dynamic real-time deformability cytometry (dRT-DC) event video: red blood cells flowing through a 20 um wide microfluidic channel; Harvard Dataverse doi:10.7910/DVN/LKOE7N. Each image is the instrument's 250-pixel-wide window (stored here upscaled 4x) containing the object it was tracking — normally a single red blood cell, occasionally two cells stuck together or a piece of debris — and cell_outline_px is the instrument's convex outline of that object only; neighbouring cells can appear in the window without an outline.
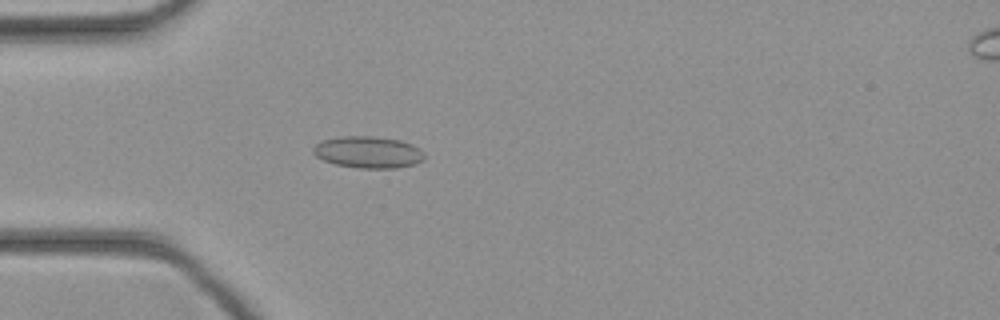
{"species": "common noctule bat (a hibernating species)", "species_latin": "Nyctalus noctula", "temperature_condition": "cold", "stored_images_in_passage": 45, "camera_frame_rate_fps": 3000, "um_per_image_px": 0.085, "animal": {"sex": "female", "body_mass_g": 21.9}, "frame": {"image": 1, "passage_image": 13, "time_ms": 4.0, "image_size_px": [1000, 320], "cell_outline_px": [[424, 160], [416, 164], [396, 168], [360, 168], [336, 164], [324, 160], [316, 156], [312, 152], [312, 148], [316, 144], [324, 140], [340, 136], [376, 136], [400, 140], [412, 144], [420, 148], [424, 152]], "centroid_in_image_um": [31.33, 12.93], "position_along_channel_um": 53.7, "area_um2": 20.69}}
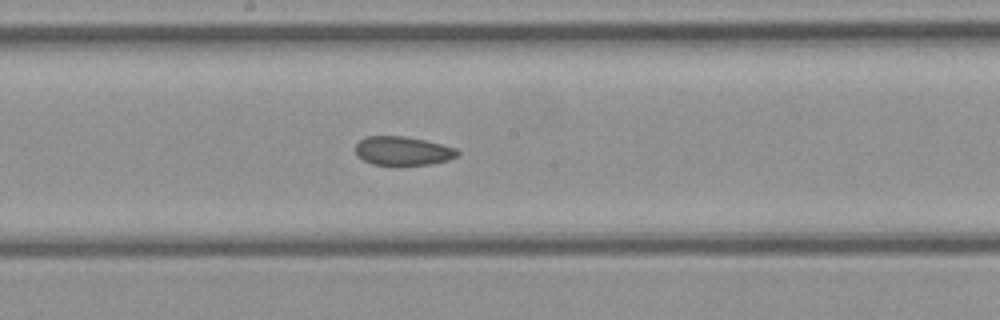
{"frame": {"image": 2, "passage_image": 24, "time_ms": 7.667, "image_size_px": [1000, 320], "cell_outline_px": [[460, 152], [456, 156], [448, 160], [428, 164], [396, 168], [372, 164], [356, 156], [356, 144], [364, 136], [404, 136], [424, 140], [456, 148]], "centroid_in_image_um": [34.19, 12.87], "position_along_channel_um": 214.0, "area_um2": 17.69}}
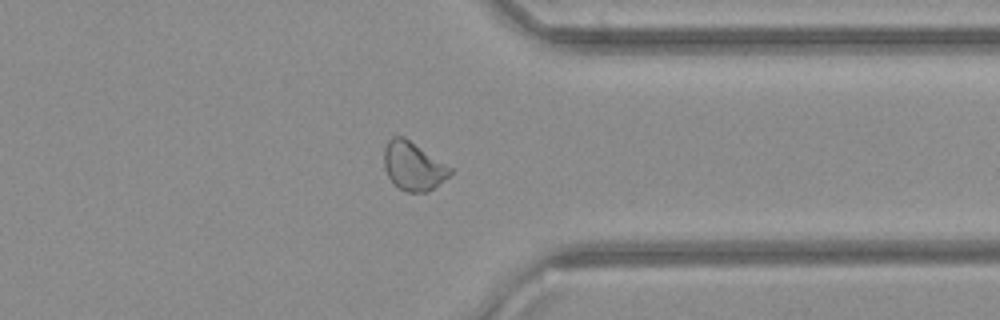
{"frame": {"image": 3, "passage_image": 35, "time_ms": 11.333, "image_size_px": [1000, 320], "cell_outline_px": [[452, 172], [444, 180], [428, 192], [408, 192], [400, 188], [388, 176], [384, 168], [384, 148], [388, 140], [392, 136], [404, 136], [452, 168]], "centroid_in_image_um": [35.11, 14.1], "position_along_channel_um": 376.3, "area_um2": 18.5}}